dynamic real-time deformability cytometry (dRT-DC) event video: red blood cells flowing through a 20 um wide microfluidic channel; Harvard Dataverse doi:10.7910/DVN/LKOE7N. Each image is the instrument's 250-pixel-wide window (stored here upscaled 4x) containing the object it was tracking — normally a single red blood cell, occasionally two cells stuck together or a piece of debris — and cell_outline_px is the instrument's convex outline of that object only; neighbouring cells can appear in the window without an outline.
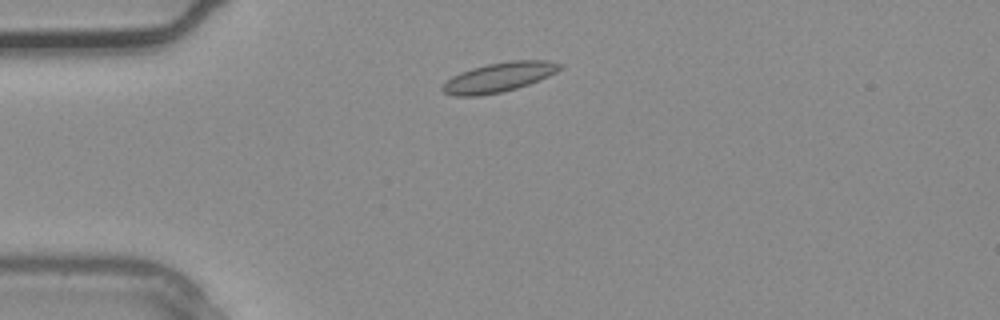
{"species": "common noctule bat (a hibernating species)", "species_latin": "Nyctalus noctula", "temperature_condition": "warm", "stored_images_in_passage": 2, "camera_frame_rate_fps": 3000, "um_per_image_px": 0.085, "animal": {"sex": "male", "body_mass_g": 20.4}, "frame": {"image": 1, "passage_image": 1, "time_ms": 0.0, "image_size_px": [1000, 320], "cell_outline_px": [[564, 68], [548, 76], [528, 84], [516, 88], [500, 92], [480, 96], [456, 96], [444, 92], [440, 88], [452, 76], [460, 72], [472, 68], [488, 64], [512, 60], [548, 60], [564, 64]], "centroid_in_image_um": [42.44, 6.55], "position_along_channel_um": 42.6, "area_um2": 20.11}}
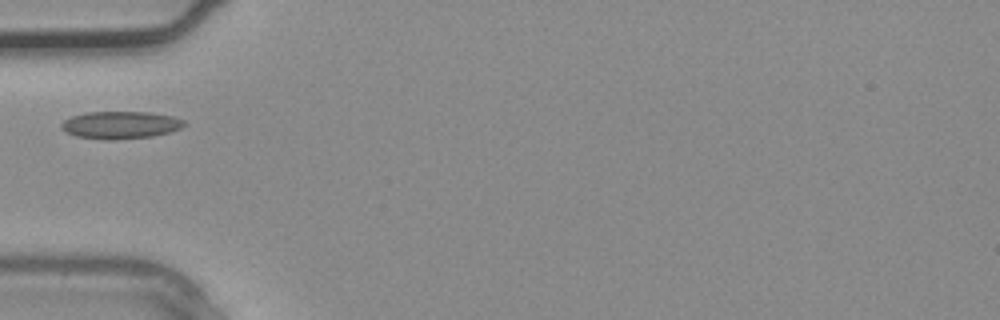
{"frame": {"image": 2, "passage_image": 2, "time_ms": 0.333, "image_size_px": [1000, 320], "cell_outline_px": [[188, 124], [172, 132], [152, 136], [116, 140], [108, 140], [76, 136], [64, 132], [60, 128], [60, 124], [64, 120], [72, 116], [84, 112], [152, 112], [172, 116], [184, 120]], "centroid_in_image_um": [10.24, 10.62], "position_along_channel_um": 74.8, "area_um2": 19.94}}